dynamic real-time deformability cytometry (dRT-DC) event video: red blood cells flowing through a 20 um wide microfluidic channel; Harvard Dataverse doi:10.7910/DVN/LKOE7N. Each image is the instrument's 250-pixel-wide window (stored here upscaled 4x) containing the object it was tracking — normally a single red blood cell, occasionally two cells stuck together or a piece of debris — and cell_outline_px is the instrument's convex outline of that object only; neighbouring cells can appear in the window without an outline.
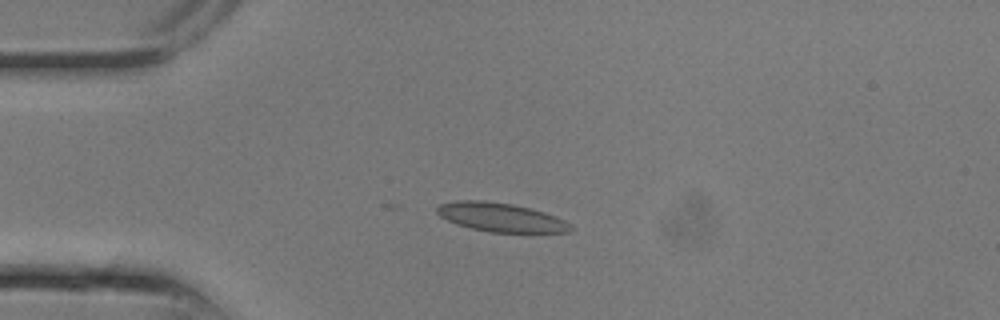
{"species": "common noctule bat (a hibernating species)", "species_latin": "Nyctalus noctula", "temperature_condition": "room temperature", "stored_images_in_passage": 7, "camera_frame_rate_fps": 3000, "um_per_image_px": 0.085, "animal": {"sex": "male", "body_mass_g": 13.3}, "frame": {"image": 1, "passage_image": 3, "time_ms": 0.667, "image_size_px": [1000, 320], "cell_outline_px": [[572, 228], [568, 232], [488, 232], [456, 224], [440, 216], [436, 212], [436, 208], [440, 204], [456, 200], [484, 200], [512, 204], [532, 208], [544, 212], [564, 220], [572, 224]], "centroid_in_image_um": [42.55, 18.46], "position_along_channel_um": 42.4, "area_um2": 22.43}}
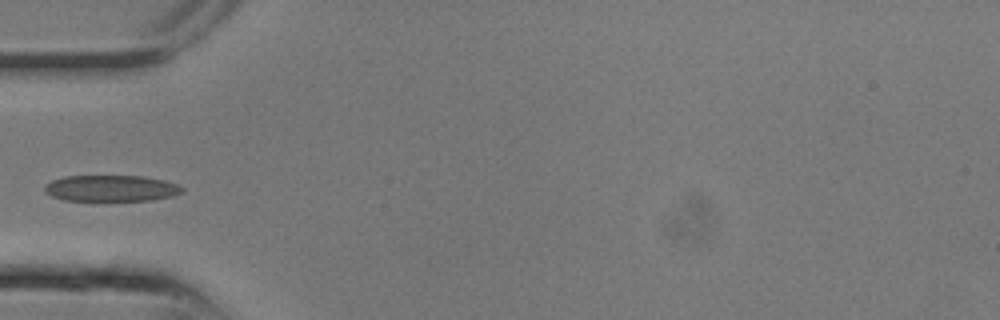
{"frame": {"image": 2, "passage_image": 5, "time_ms": 1.333, "image_size_px": [1000, 320], "cell_outline_px": [[184, 188], [180, 192], [172, 196], [152, 200], [64, 200], [52, 196], [44, 192], [44, 184], [52, 180], [64, 176], [144, 176], [164, 180], [176, 184]], "centroid_in_image_um": [9.4, 15.99], "position_along_channel_um": 75.6, "area_um2": 20.92}}
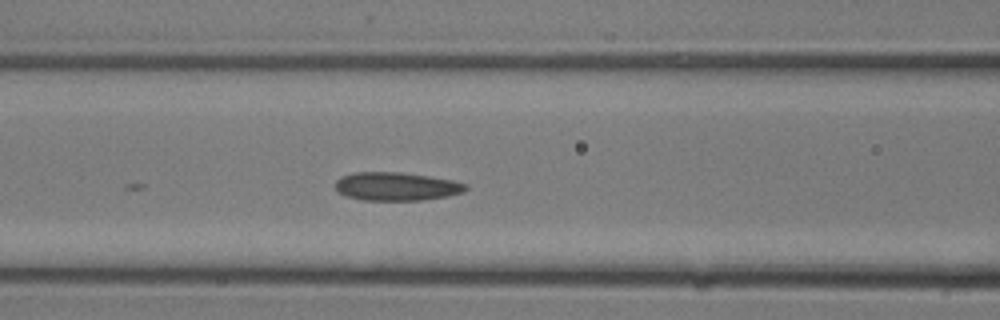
{"frame": {"image": 3, "passage_image": 7, "time_ms": 2.0, "image_size_px": [1000, 320], "cell_outline_px": [[468, 188], [464, 192], [444, 196], [420, 200], [364, 200], [344, 196], [336, 188], [336, 180], [340, 176], [356, 172], [400, 172], [428, 176], [452, 180], [468, 184]], "centroid_in_image_um": [33.68, 15.84], "position_along_channel_um": 132.9, "area_um2": 21.44}}